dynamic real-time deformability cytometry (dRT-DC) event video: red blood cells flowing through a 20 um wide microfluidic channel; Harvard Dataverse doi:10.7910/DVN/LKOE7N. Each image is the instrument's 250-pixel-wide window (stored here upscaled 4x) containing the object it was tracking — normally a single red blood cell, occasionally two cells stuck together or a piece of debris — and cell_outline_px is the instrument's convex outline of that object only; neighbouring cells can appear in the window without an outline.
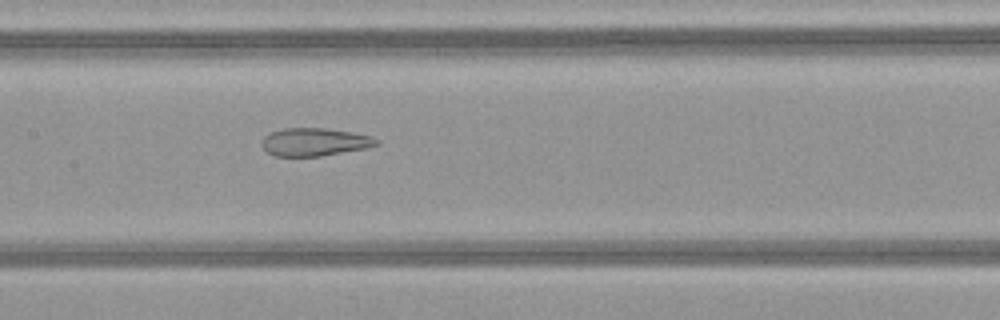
{"species": "common noctule bat (a hibernating species)", "species_latin": "Nyctalus noctula", "temperature_condition": "warm", "stored_images_in_passage": 50, "camera_frame_rate_fps": 3000, "um_per_image_px": 0.085, "animal": {"sex": "female", "body_mass_g": 21.9}, "frame": {"image": 1, "passage_image": 25, "time_ms": 8.0, "image_size_px": [1000, 320], "cell_outline_px": [[380, 144], [368, 148], [320, 156], [276, 156], [268, 152], [260, 144], [260, 140], [264, 136], [272, 132], [284, 128], [328, 128], [352, 132], [372, 136], [380, 140]], "centroid_in_image_um": [26.77, 12.06], "position_along_channel_um": 180.6, "area_um2": 18.84}}
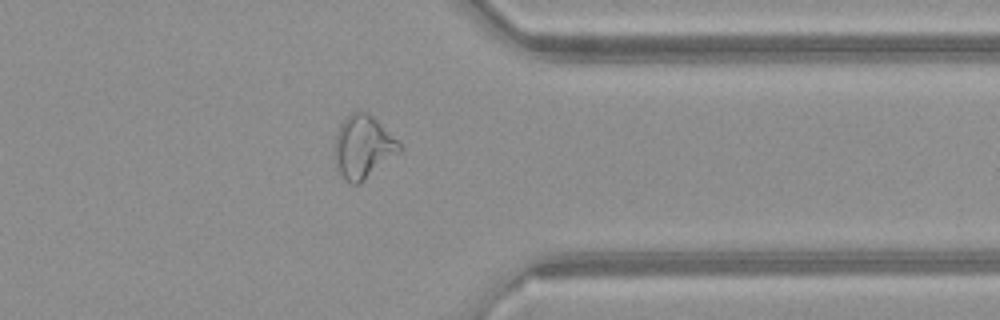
{"frame": {"image": 2, "passage_image": 40, "time_ms": 13.0, "image_size_px": [1000, 320], "cell_outline_px": [[404, 148], [400, 152], [360, 184], [352, 184], [344, 180], [336, 168], [332, 156], [332, 148], [336, 132], [340, 124], [352, 112], [360, 108], [368, 112]], "centroid_in_image_um": [30.79, 12.5], "position_along_channel_um": 380.6, "area_um2": 24.28}}
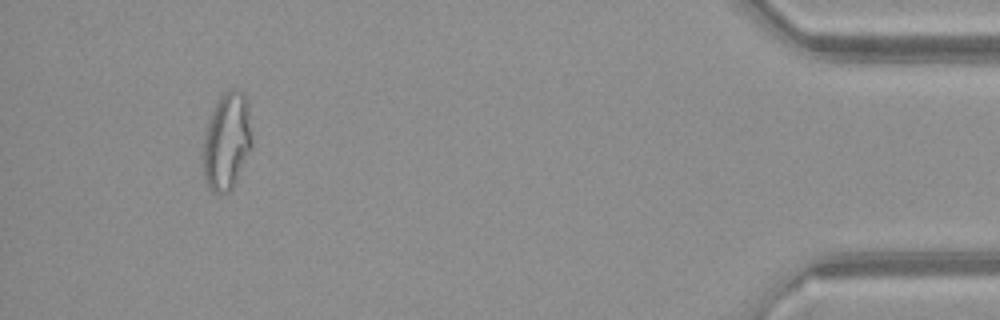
{"frame": {"image": 3, "passage_image": 47, "time_ms": 15.333, "image_size_px": [1000, 320], "cell_outline_px": [[252, 148], [232, 188], [228, 192], [220, 196], [212, 192], [208, 188], [204, 176], [204, 136], [208, 120], [212, 108], [216, 100], [224, 92], [232, 88], [244, 92], [248, 100], [252, 140]], "centroid_in_image_um": [19.29, 11.99], "position_along_channel_um": 415.9, "area_um2": 28.15}, "authors_computed_cell_mechanics": {"area_um2": 26.0678, "velocity_mm_per_s": 4.1366, "shape_relaxation_time_tau1_ms": null, "shape_relaxation_time_tau2_ms": 1.5762, "deformation_change_tau1": null, "deformation_change_tau2": 0.105}}